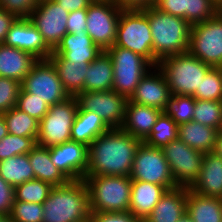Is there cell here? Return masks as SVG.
Listing matches in <instances>:
<instances>
[{
  "instance_id": "obj_9",
  "label": "cell",
  "mask_w": 222,
  "mask_h": 222,
  "mask_svg": "<svg viewBox=\"0 0 222 222\" xmlns=\"http://www.w3.org/2000/svg\"><path fill=\"white\" fill-rule=\"evenodd\" d=\"M188 52L212 67L222 64V10L191 25Z\"/></svg>"
},
{
  "instance_id": "obj_8",
  "label": "cell",
  "mask_w": 222,
  "mask_h": 222,
  "mask_svg": "<svg viewBox=\"0 0 222 222\" xmlns=\"http://www.w3.org/2000/svg\"><path fill=\"white\" fill-rule=\"evenodd\" d=\"M77 110L78 102L75 96L51 105L39 122L36 144L49 148L71 140V128Z\"/></svg>"
},
{
  "instance_id": "obj_19",
  "label": "cell",
  "mask_w": 222,
  "mask_h": 222,
  "mask_svg": "<svg viewBox=\"0 0 222 222\" xmlns=\"http://www.w3.org/2000/svg\"><path fill=\"white\" fill-rule=\"evenodd\" d=\"M161 12L184 18L190 25L214 17L221 9L212 0H154Z\"/></svg>"
},
{
  "instance_id": "obj_37",
  "label": "cell",
  "mask_w": 222,
  "mask_h": 222,
  "mask_svg": "<svg viewBox=\"0 0 222 222\" xmlns=\"http://www.w3.org/2000/svg\"><path fill=\"white\" fill-rule=\"evenodd\" d=\"M53 186L39 179H32L15 187V201L43 204Z\"/></svg>"
},
{
  "instance_id": "obj_47",
  "label": "cell",
  "mask_w": 222,
  "mask_h": 222,
  "mask_svg": "<svg viewBox=\"0 0 222 222\" xmlns=\"http://www.w3.org/2000/svg\"><path fill=\"white\" fill-rule=\"evenodd\" d=\"M17 17L0 8V44L4 42L11 25L15 22Z\"/></svg>"
},
{
  "instance_id": "obj_11",
  "label": "cell",
  "mask_w": 222,
  "mask_h": 222,
  "mask_svg": "<svg viewBox=\"0 0 222 222\" xmlns=\"http://www.w3.org/2000/svg\"><path fill=\"white\" fill-rule=\"evenodd\" d=\"M129 177L132 180L161 185L166 190L178 187L172 177L163 150L147 146L144 142L140 144L136 151Z\"/></svg>"
},
{
  "instance_id": "obj_45",
  "label": "cell",
  "mask_w": 222,
  "mask_h": 222,
  "mask_svg": "<svg viewBox=\"0 0 222 222\" xmlns=\"http://www.w3.org/2000/svg\"><path fill=\"white\" fill-rule=\"evenodd\" d=\"M15 202V188L0 176V216H9Z\"/></svg>"
},
{
  "instance_id": "obj_3",
  "label": "cell",
  "mask_w": 222,
  "mask_h": 222,
  "mask_svg": "<svg viewBox=\"0 0 222 222\" xmlns=\"http://www.w3.org/2000/svg\"><path fill=\"white\" fill-rule=\"evenodd\" d=\"M43 222H89V198L85 181L55 186L43 202Z\"/></svg>"
},
{
  "instance_id": "obj_24",
  "label": "cell",
  "mask_w": 222,
  "mask_h": 222,
  "mask_svg": "<svg viewBox=\"0 0 222 222\" xmlns=\"http://www.w3.org/2000/svg\"><path fill=\"white\" fill-rule=\"evenodd\" d=\"M37 61L38 59L30 53L0 44V77L11 78L22 83Z\"/></svg>"
},
{
  "instance_id": "obj_7",
  "label": "cell",
  "mask_w": 222,
  "mask_h": 222,
  "mask_svg": "<svg viewBox=\"0 0 222 222\" xmlns=\"http://www.w3.org/2000/svg\"><path fill=\"white\" fill-rule=\"evenodd\" d=\"M106 52L113 63V90L129 99L142 77L154 66L129 49L113 45Z\"/></svg>"
},
{
  "instance_id": "obj_18",
  "label": "cell",
  "mask_w": 222,
  "mask_h": 222,
  "mask_svg": "<svg viewBox=\"0 0 222 222\" xmlns=\"http://www.w3.org/2000/svg\"><path fill=\"white\" fill-rule=\"evenodd\" d=\"M171 96L164 74L154 66L142 77L129 100L164 111Z\"/></svg>"
},
{
  "instance_id": "obj_27",
  "label": "cell",
  "mask_w": 222,
  "mask_h": 222,
  "mask_svg": "<svg viewBox=\"0 0 222 222\" xmlns=\"http://www.w3.org/2000/svg\"><path fill=\"white\" fill-rule=\"evenodd\" d=\"M186 212L193 222H222V198L202 196L187 188Z\"/></svg>"
},
{
  "instance_id": "obj_6",
  "label": "cell",
  "mask_w": 222,
  "mask_h": 222,
  "mask_svg": "<svg viewBox=\"0 0 222 222\" xmlns=\"http://www.w3.org/2000/svg\"><path fill=\"white\" fill-rule=\"evenodd\" d=\"M114 45L141 55L153 65V38L146 8L122 9Z\"/></svg>"
},
{
  "instance_id": "obj_42",
  "label": "cell",
  "mask_w": 222,
  "mask_h": 222,
  "mask_svg": "<svg viewBox=\"0 0 222 222\" xmlns=\"http://www.w3.org/2000/svg\"><path fill=\"white\" fill-rule=\"evenodd\" d=\"M20 88V82L11 78L0 77V114L16 106Z\"/></svg>"
},
{
  "instance_id": "obj_28",
  "label": "cell",
  "mask_w": 222,
  "mask_h": 222,
  "mask_svg": "<svg viewBox=\"0 0 222 222\" xmlns=\"http://www.w3.org/2000/svg\"><path fill=\"white\" fill-rule=\"evenodd\" d=\"M35 178L51 184L53 187L67 184L69 180L53 164L48 147L36 144L28 153Z\"/></svg>"
},
{
  "instance_id": "obj_29",
  "label": "cell",
  "mask_w": 222,
  "mask_h": 222,
  "mask_svg": "<svg viewBox=\"0 0 222 222\" xmlns=\"http://www.w3.org/2000/svg\"><path fill=\"white\" fill-rule=\"evenodd\" d=\"M113 63L106 51H103L88 67L84 80V92L113 90Z\"/></svg>"
},
{
  "instance_id": "obj_1",
  "label": "cell",
  "mask_w": 222,
  "mask_h": 222,
  "mask_svg": "<svg viewBox=\"0 0 222 222\" xmlns=\"http://www.w3.org/2000/svg\"><path fill=\"white\" fill-rule=\"evenodd\" d=\"M141 143L121 128L103 133L88 146L86 175L130 176Z\"/></svg>"
},
{
  "instance_id": "obj_35",
  "label": "cell",
  "mask_w": 222,
  "mask_h": 222,
  "mask_svg": "<svg viewBox=\"0 0 222 222\" xmlns=\"http://www.w3.org/2000/svg\"><path fill=\"white\" fill-rule=\"evenodd\" d=\"M193 121L222 130V101L195 99Z\"/></svg>"
},
{
  "instance_id": "obj_48",
  "label": "cell",
  "mask_w": 222,
  "mask_h": 222,
  "mask_svg": "<svg viewBox=\"0 0 222 222\" xmlns=\"http://www.w3.org/2000/svg\"><path fill=\"white\" fill-rule=\"evenodd\" d=\"M68 12L87 9L94 0H54Z\"/></svg>"
},
{
  "instance_id": "obj_32",
  "label": "cell",
  "mask_w": 222,
  "mask_h": 222,
  "mask_svg": "<svg viewBox=\"0 0 222 222\" xmlns=\"http://www.w3.org/2000/svg\"><path fill=\"white\" fill-rule=\"evenodd\" d=\"M0 176L14 188L35 179L28 154L16 155L0 161Z\"/></svg>"
},
{
  "instance_id": "obj_26",
  "label": "cell",
  "mask_w": 222,
  "mask_h": 222,
  "mask_svg": "<svg viewBox=\"0 0 222 222\" xmlns=\"http://www.w3.org/2000/svg\"><path fill=\"white\" fill-rule=\"evenodd\" d=\"M48 59L53 63L63 88L69 96L84 92V80L90 63L66 61L61 55H50Z\"/></svg>"
},
{
  "instance_id": "obj_54",
  "label": "cell",
  "mask_w": 222,
  "mask_h": 222,
  "mask_svg": "<svg viewBox=\"0 0 222 222\" xmlns=\"http://www.w3.org/2000/svg\"><path fill=\"white\" fill-rule=\"evenodd\" d=\"M222 10V0H212Z\"/></svg>"
},
{
  "instance_id": "obj_14",
  "label": "cell",
  "mask_w": 222,
  "mask_h": 222,
  "mask_svg": "<svg viewBox=\"0 0 222 222\" xmlns=\"http://www.w3.org/2000/svg\"><path fill=\"white\" fill-rule=\"evenodd\" d=\"M162 150L177 186L190 188L199 177L204 153L189 147L179 138Z\"/></svg>"
},
{
  "instance_id": "obj_44",
  "label": "cell",
  "mask_w": 222,
  "mask_h": 222,
  "mask_svg": "<svg viewBox=\"0 0 222 222\" xmlns=\"http://www.w3.org/2000/svg\"><path fill=\"white\" fill-rule=\"evenodd\" d=\"M89 222H143L130 211L125 212H90Z\"/></svg>"
},
{
  "instance_id": "obj_20",
  "label": "cell",
  "mask_w": 222,
  "mask_h": 222,
  "mask_svg": "<svg viewBox=\"0 0 222 222\" xmlns=\"http://www.w3.org/2000/svg\"><path fill=\"white\" fill-rule=\"evenodd\" d=\"M189 189L202 196L222 198V157L214 151L204 153L199 177Z\"/></svg>"
},
{
  "instance_id": "obj_53",
  "label": "cell",
  "mask_w": 222,
  "mask_h": 222,
  "mask_svg": "<svg viewBox=\"0 0 222 222\" xmlns=\"http://www.w3.org/2000/svg\"><path fill=\"white\" fill-rule=\"evenodd\" d=\"M0 222H14L9 216H0Z\"/></svg>"
},
{
  "instance_id": "obj_33",
  "label": "cell",
  "mask_w": 222,
  "mask_h": 222,
  "mask_svg": "<svg viewBox=\"0 0 222 222\" xmlns=\"http://www.w3.org/2000/svg\"><path fill=\"white\" fill-rule=\"evenodd\" d=\"M2 115L4 117L8 133L16 136L30 137L35 142L37 141L39 131L38 120L32 118L16 106L5 113H2Z\"/></svg>"
},
{
  "instance_id": "obj_16",
  "label": "cell",
  "mask_w": 222,
  "mask_h": 222,
  "mask_svg": "<svg viewBox=\"0 0 222 222\" xmlns=\"http://www.w3.org/2000/svg\"><path fill=\"white\" fill-rule=\"evenodd\" d=\"M53 164L69 181L82 180L88 166V146L72 140L49 147Z\"/></svg>"
},
{
  "instance_id": "obj_25",
  "label": "cell",
  "mask_w": 222,
  "mask_h": 222,
  "mask_svg": "<svg viewBox=\"0 0 222 222\" xmlns=\"http://www.w3.org/2000/svg\"><path fill=\"white\" fill-rule=\"evenodd\" d=\"M167 190L146 181L132 180L129 211L144 220Z\"/></svg>"
},
{
  "instance_id": "obj_22",
  "label": "cell",
  "mask_w": 222,
  "mask_h": 222,
  "mask_svg": "<svg viewBox=\"0 0 222 222\" xmlns=\"http://www.w3.org/2000/svg\"><path fill=\"white\" fill-rule=\"evenodd\" d=\"M162 112L157 108L139 105L128 99L125 120L121 129L143 142L149 136Z\"/></svg>"
},
{
  "instance_id": "obj_12",
  "label": "cell",
  "mask_w": 222,
  "mask_h": 222,
  "mask_svg": "<svg viewBox=\"0 0 222 222\" xmlns=\"http://www.w3.org/2000/svg\"><path fill=\"white\" fill-rule=\"evenodd\" d=\"M21 88L46 102L49 106L63 102L68 97L49 59L38 60L21 83Z\"/></svg>"
},
{
  "instance_id": "obj_34",
  "label": "cell",
  "mask_w": 222,
  "mask_h": 222,
  "mask_svg": "<svg viewBox=\"0 0 222 222\" xmlns=\"http://www.w3.org/2000/svg\"><path fill=\"white\" fill-rule=\"evenodd\" d=\"M179 125L164 112L157 118L149 136L143 141L147 146L163 148L171 141L178 138Z\"/></svg>"
},
{
  "instance_id": "obj_43",
  "label": "cell",
  "mask_w": 222,
  "mask_h": 222,
  "mask_svg": "<svg viewBox=\"0 0 222 222\" xmlns=\"http://www.w3.org/2000/svg\"><path fill=\"white\" fill-rule=\"evenodd\" d=\"M38 3L39 0H0V8L14 14L17 18H29Z\"/></svg>"
},
{
  "instance_id": "obj_36",
  "label": "cell",
  "mask_w": 222,
  "mask_h": 222,
  "mask_svg": "<svg viewBox=\"0 0 222 222\" xmlns=\"http://www.w3.org/2000/svg\"><path fill=\"white\" fill-rule=\"evenodd\" d=\"M195 99L193 96L172 95L167 102L164 113L178 125L193 120Z\"/></svg>"
},
{
  "instance_id": "obj_55",
  "label": "cell",
  "mask_w": 222,
  "mask_h": 222,
  "mask_svg": "<svg viewBox=\"0 0 222 222\" xmlns=\"http://www.w3.org/2000/svg\"><path fill=\"white\" fill-rule=\"evenodd\" d=\"M216 68H217L218 71H219L220 78H221V83H222V64L218 65Z\"/></svg>"
},
{
  "instance_id": "obj_21",
  "label": "cell",
  "mask_w": 222,
  "mask_h": 222,
  "mask_svg": "<svg viewBox=\"0 0 222 222\" xmlns=\"http://www.w3.org/2000/svg\"><path fill=\"white\" fill-rule=\"evenodd\" d=\"M103 51L94 44L87 32L67 33L51 55H61L66 61L91 63Z\"/></svg>"
},
{
  "instance_id": "obj_41",
  "label": "cell",
  "mask_w": 222,
  "mask_h": 222,
  "mask_svg": "<svg viewBox=\"0 0 222 222\" xmlns=\"http://www.w3.org/2000/svg\"><path fill=\"white\" fill-rule=\"evenodd\" d=\"M16 107L39 122L47 114L48 109L50 108L46 102L35 97L34 94L25 92L22 88H20L18 94Z\"/></svg>"
},
{
  "instance_id": "obj_13",
  "label": "cell",
  "mask_w": 222,
  "mask_h": 222,
  "mask_svg": "<svg viewBox=\"0 0 222 222\" xmlns=\"http://www.w3.org/2000/svg\"><path fill=\"white\" fill-rule=\"evenodd\" d=\"M78 110L98 115L110 129H119L125 120L128 98L115 90L80 92L75 96Z\"/></svg>"
},
{
  "instance_id": "obj_17",
  "label": "cell",
  "mask_w": 222,
  "mask_h": 222,
  "mask_svg": "<svg viewBox=\"0 0 222 222\" xmlns=\"http://www.w3.org/2000/svg\"><path fill=\"white\" fill-rule=\"evenodd\" d=\"M3 44L30 53L38 60L48 59L53 52L29 18H17Z\"/></svg>"
},
{
  "instance_id": "obj_39",
  "label": "cell",
  "mask_w": 222,
  "mask_h": 222,
  "mask_svg": "<svg viewBox=\"0 0 222 222\" xmlns=\"http://www.w3.org/2000/svg\"><path fill=\"white\" fill-rule=\"evenodd\" d=\"M192 96L194 99L205 101H222V83L216 67H212L207 72L200 83V91H196Z\"/></svg>"
},
{
  "instance_id": "obj_31",
  "label": "cell",
  "mask_w": 222,
  "mask_h": 222,
  "mask_svg": "<svg viewBox=\"0 0 222 222\" xmlns=\"http://www.w3.org/2000/svg\"><path fill=\"white\" fill-rule=\"evenodd\" d=\"M218 133V129L192 120L179 125L178 138L189 147L206 153L214 151Z\"/></svg>"
},
{
  "instance_id": "obj_15",
  "label": "cell",
  "mask_w": 222,
  "mask_h": 222,
  "mask_svg": "<svg viewBox=\"0 0 222 222\" xmlns=\"http://www.w3.org/2000/svg\"><path fill=\"white\" fill-rule=\"evenodd\" d=\"M68 15L69 12L54 0H39L29 19L41 33L46 44L54 50L67 34Z\"/></svg>"
},
{
  "instance_id": "obj_10",
  "label": "cell",
  "mask_w": 222,
  "mask_h": 222,
  "mask_svg": "<svg viewBox=\"0 0 222 222\" xmlns=\"http://www.w3.org/2000/svg\"><path fill=\"white\" fill-rule=\"evenodd\" d=\"M121 11L113 0H94L87 8L86 32L102 51L115 44Z\"/></svg>"
},
{
  "instance_id": "obj_49",
  "label": "cell",
  "mask_w": 222,
  "mask_h": 222,
  "mask_svg": "<svg viewBox=\"0 0 222 222\" xmlns=\"http://www.w3.org/2000/svg\"><path fill=\"white\" fill-rule=\"evenodd\" d=\"M122 9H143L154 4V0H113Z\"/></svg>"
},
{
  "instance_id": "obj_51",
  "label": "cell",
  "mask_w": 222,
  "mask_h": 222,
  "mask_svg": "<svg viewBox=\"0 0 222 222\" xmlns=\"http://www.w3.org/2000/svg\"><path fill=\"white\" fill-rule=\"evenodd\" d=\"M8 134V129L2 114H0V140Z\"/></svg>"
},
{
  "instance_id": "obj_38",
  "label": "cell",
  "mask_w": 222,
  "mask_h": 222,
  "mask_svg": "<svg viewBox=\"0 0 222 222\" xmlns=\"http://www.w3.org/2000/svg\"><path fill=\"white\" fill-rule=\"evenodd\" d=\"M35 145L36 142L30 137L8 133L0 140V161L16 155L28 154Z\"/></svg>"
},
{
  "instance_id": "obj_2",
  "label": "cell",
  "mask_w": 222,
  "mask_h": 222,
  "mask_svg": "<svg viewBox=\"0 0 222 222\" xmlns=\"http://www.w3.org/2000/svg\"><path fill=\"white\" fill-rule=\"evenodd\" d=\"M153 38V66L166 57L188 52L191 25L178 16L146 7Z\"/></svg>"
},
{
  "instance_id": "obj_46",
  "label": "cell",
  "mask_w": 222,
  "mask_h": 222,
  "mask_svg": "<svg viewBox=\"0 0 222 222\" xmlns=\"http://www.w3.org/2000/svg\"><path fill=\"white\" fill-rule=\"evenodd\" d=\"M87 9L69 12L67 18V33L79 34L86 32Z\"/></svg>"
},
{
  "instance_id": "obj_5",
  "label": "cell",
  "mask_w": 222,
  "mask_h": 222,
  "mask_svg": "<svg viewBox=\"0 0 222 222\" xmlns=\"http://www.w3.org/2000/svg\"><path fill=\"white\" fill-rule=\"evenodd\" d=\"M157 67L164 74L172 95L192 96L200 91V83L212 66L189 52L160 60Z\"/></svg>"
},
{
  "instance_id": "obj_30",
  "label": "cell",
  "mask_w": 222,
  "mask_h": 222,
  "mask_svg": "<svg viewBox=\"0 0 222 222\" xmlns=\"http://www.w3.org/2000/svg\"><path fill=\"white\" fill-rule=\"evenodd\" d=\"M110 128L94 112L77 110L71 128V140L89 146L98 136Z\"/></svg>"
},
{
  "instance_id": "obj_23",
  "label": "cell",
  "mask_w": 222,
  "mask_h": 222,
  "mask_svg": "<svg viewBox=\"0 0 222 222\" xmlns=\"http://www.w3.org/2000/svg\"><path fill=\"white\" fill-rule=\"evenodd\" d=\"M187 188L167 190L143 222H178L186 212Z\"/></svg>"
},
{
  "instance_id": "obj_52",
  "label": "cell",
  "mask_w": 222,
  "mask_h": 222,
  "mask_svg": "<svg viewBox=\"0 0 222 222\" xmlns=\"http://www.w3.org/2000/svg\"><path fill=\"white\" fill-rule=\"evenodd\" d=\"M178 222H193V220L190 218V216L187 214V212H185L180 219L178 220Z\"/></svg>"
},
{
  "instance_id": "obj_40",
  "label": "cell",
  "mask_w": 222,
  "mask_h": 222,
  "mask_svg": "<svg viewBox=\"0 0 222 222\" xmlns=\"http://www.w3.org/2000/svg\"><path fill=\"white\" fill-rule=\"evenodd\" d=\"M43 204L15 201L9 217L14 222H43Z\"/></svg>"
},
{
  "instance_id": "obj_4",
  "label": "cell",
  "mask_w": 222,
  "mask_h": 222,
  "mask_svg": "<svg viewBox=\"0 0 222 222\" xmlns=\"http://www.w3.org/2000/svg\"><path fill=\"white\" fill-rule=\"evenodd\" d=\"M90 212L129 211L132 179L129 176L86 175Z\"/></svg>"
},
{
  "instance_id": "obj_50",
  "label": "cell",
  "mask_w": 222,
  "mask_h": 222,
  "mask_svg": "<svg viewBox=\"0 0 222 222\" xmlns=\"http://www.w3.org/2000/svg\"><path fill=\"white\" fill-rule=\"evenodd\" d=\"M214 152L222 157V130L219 131L218 137L215 142Z\"/></svg>"
}]
</instances>
